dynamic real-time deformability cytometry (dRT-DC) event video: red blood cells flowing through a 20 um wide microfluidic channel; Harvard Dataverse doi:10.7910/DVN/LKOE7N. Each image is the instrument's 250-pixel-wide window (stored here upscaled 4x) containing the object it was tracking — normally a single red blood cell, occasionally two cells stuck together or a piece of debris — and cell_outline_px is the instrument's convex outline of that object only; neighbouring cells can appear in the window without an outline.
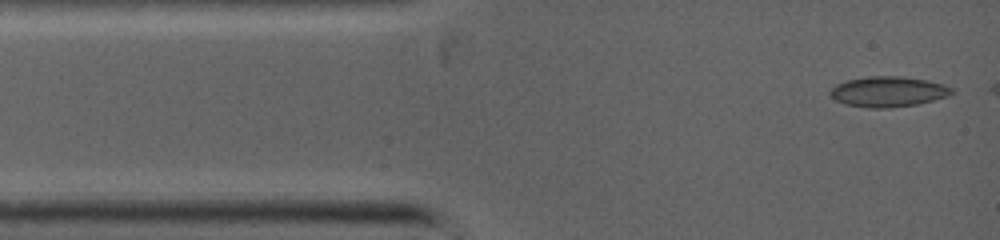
{"species": "common noctule bat (a hibernating species)", "species_latin": "Nyctalus noctula", "temperature_condition": "warm", "stored_images_in_passage": 8, "camera_frame_rate_fps": 5000, "um_per_image_px": 0.085, "animal": {"sex": "female", "body_mass_g": 19.0, "forearm_length_mm": 53.3}, "frame": {"image": 1, "passage_image": 1, "time_ms": 0.0, "image_size_px": [1000, 240], "cell_outline_px": [[952, 92], [948, 96], [916, 104], [888, 108], [868, 108], [844, 104], [836, 100], [828, 92], [836, 84], [848, 80], [868, 76], [900, 76], [924, 80], [940, 84], [952, 88]], "centroid_in_image_um": [75.43, 7.79], "position_along_channel_um": 9.6, "area_um2": 21.21}}
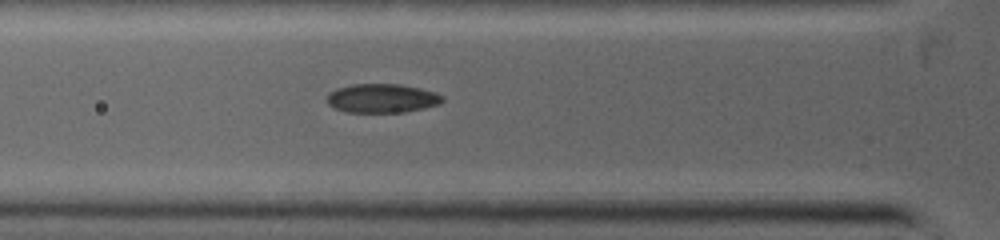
{"frame": {"image": 2, "passage_image": 6, "time_ms": 2.8, "image_size_px": [1000, 240], "cell_outline_px": [[444, 100], [440, 104], [424, 108], [404, 112], [348, 112], [336, 108], [328, 104], [328, 92], [336, 88], [352, 84], [400, 84], [420, 88], [436, 92], [444, 96]], "centroid_in_image_um": [32.5, 8.34], "position_along_channel_um": 93.3, "area_um2": 19.54}}
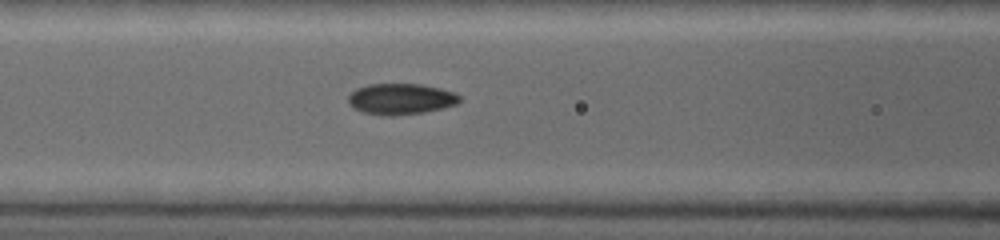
{"frame": {"image": 3, "passage_image": 8, "time_ms": 3.6, "image_size_px": [1000, 240], "cell_outline_px": [[460, 100], [456, 104], [424, 112], [392, 116], [384, 116], [364, 112], [348, 104], [348, 96], [356, 88], [368, 84], [420, 84], [440, 88], [452, 92], [460, 96]], "centroid_in_image_um": [34.04, 8.41], "position_along_channel_um": 132.6, "area_um2": 19.94}}